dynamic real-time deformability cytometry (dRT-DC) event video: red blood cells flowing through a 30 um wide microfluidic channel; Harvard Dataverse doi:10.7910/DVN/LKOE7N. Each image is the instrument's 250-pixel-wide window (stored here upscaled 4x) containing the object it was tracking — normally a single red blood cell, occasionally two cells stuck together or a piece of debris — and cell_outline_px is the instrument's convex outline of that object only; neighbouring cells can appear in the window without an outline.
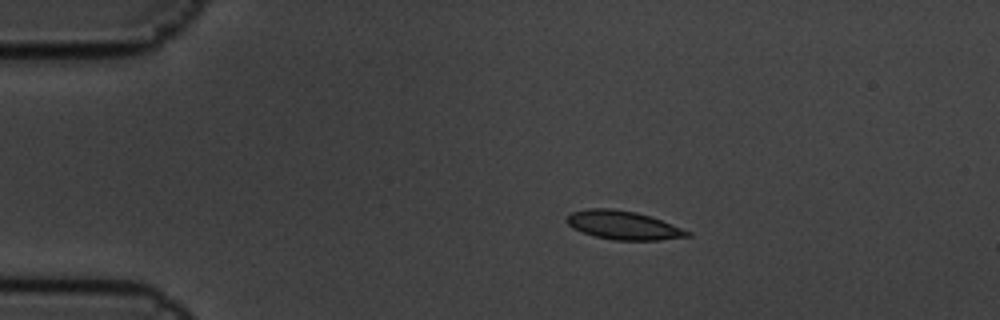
{"species": "common noctule bat (a hibernating species)", "species_latin": "Nyctalus noctula", "temperature_condition": "cold", "stored_images_in_passage": 5, "camera_frame_rate_fps": 3000, "um_per_image_px": 0.085, "animal": {"sex": "male", "body_mass_g": 19.5, "forearm_length_mm": 54.6}, "frame": {"image": 1, "passage_image": 2, "time_ms": 0.333, "image_size_px": [1000, 320], "cell_outline_px": [[692, 236], [660, 240], [612, 240], [596, 236], [572, 228], [564, 220], [572, 212], [588, 208], [612, 208], [636, 212], [652, 216], [692, 232]], "centroid_in_image_um": [53.0, 19.14], "position_along_channel_um": 32.0, "area_um2": 20.23}}
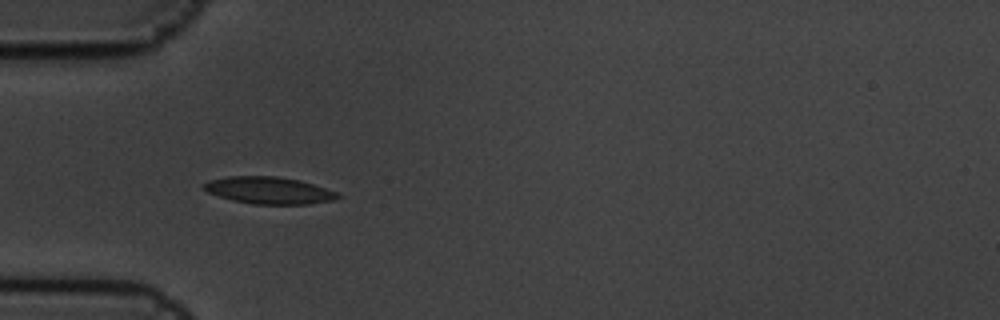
{"frame": {"image": 2, "passage_image": 4, "time_ms": 1.0, "image_size_px": [1000, 320], "cell_outline_px": [[344, 196], [332, 200], [308, 204], [252, 204], [232, 200], [208, 192], [204, 188], [204, 184], [212, 180], [228, 176], [276, 176], [300, 180], [336, 192]], "centroid_in_image_um": [22.89, 16.18], "position_along_channel_um": 62.1, "area_um2": 20.81}}
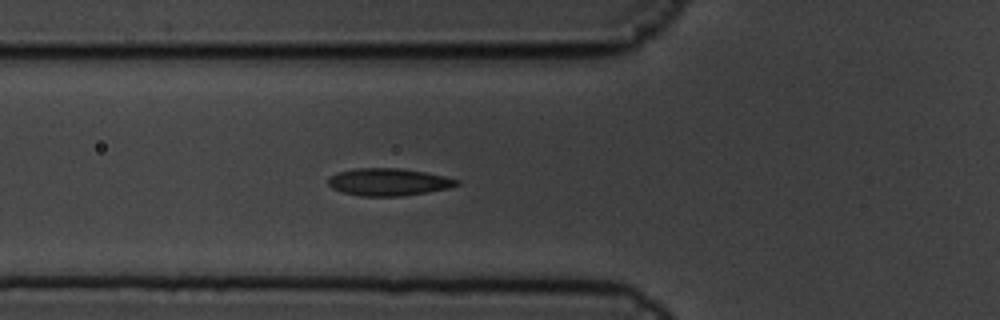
{"frame": {"image": 3, "passage_image": 5, "time_ms": 1.333, "image_size_px": [1000, 320], "cell_outline_px": [[460, 184], [448, 188], [428, 192], [400, 196], [360, 196], [344, 192], [332, 188], [328, 184], [328, 176], [336, 172], [356, 168], [400, 168], [424, 172], [444, 176], [460, 180]], "centroid_in_image_um": [33.0, 15.46], "position_along_channel_um": 92.8, "area_um2": 20.52}}